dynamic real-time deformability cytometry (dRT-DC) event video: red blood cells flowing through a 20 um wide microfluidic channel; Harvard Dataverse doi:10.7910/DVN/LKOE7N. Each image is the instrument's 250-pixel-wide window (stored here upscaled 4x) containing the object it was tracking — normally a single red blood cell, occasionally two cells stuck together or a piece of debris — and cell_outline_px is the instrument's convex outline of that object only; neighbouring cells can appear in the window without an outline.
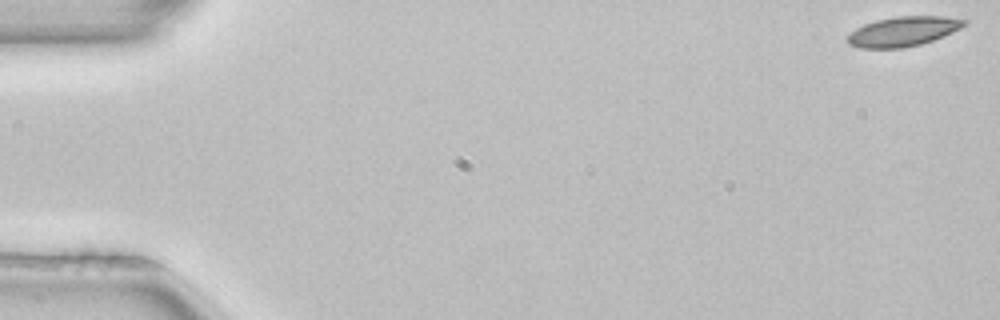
{"species": "common noctule bat (a hibernating species)", "species_latin": "Nyctalus noctula", "temperature_condition": "room temperature", "stored_images_in_passage": 5, "segment_of_instrument_passage": [1, 2], "camera_frame_rate_fps": 3000, "um_per_image_px": 0.085, "animal": {"sex": "female", "body_mass_g": 22.7, "forearm_length_mm": 54.2}, "frame": {"image": 1, "passage_image": 1, "time_ms": 0.0, "image_size_px": [1000, 320], "cell_outline_px": [[968, 20], [960, 28], [952, 32], [932, 40], [920, 44], [904, 48], [860, 48], [848, 44], [844, 40], [856, 28], [864, 24], [876, 20], [896, 16], [944, 16]], "centroid_in_image_um": [76.72, 2.67], "position_along_channel_um": 8.3, "area_um2": 20.11}}
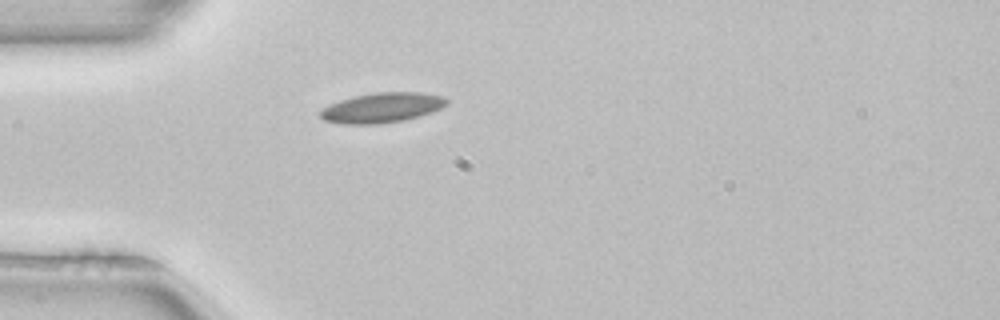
{"frame": {"image": 2, "passage_image": 4, "time_ms": 1.0, "image_size_px": [1000, 320], "cell_outline_px": [[448, 104], [432, 112], [420, 116], [404, 120], [376, 124], [344, 124], [324, 120], [320, 116], [320, 112], [324, 108], [340, 100], [356, 96], [376, 92], [420, 92], [444, 96], [448, 100]], "centroid_in_image_um": [32.52, 9.15], "position_along_channel_um": 52.5, "area_um2": 21.91}}